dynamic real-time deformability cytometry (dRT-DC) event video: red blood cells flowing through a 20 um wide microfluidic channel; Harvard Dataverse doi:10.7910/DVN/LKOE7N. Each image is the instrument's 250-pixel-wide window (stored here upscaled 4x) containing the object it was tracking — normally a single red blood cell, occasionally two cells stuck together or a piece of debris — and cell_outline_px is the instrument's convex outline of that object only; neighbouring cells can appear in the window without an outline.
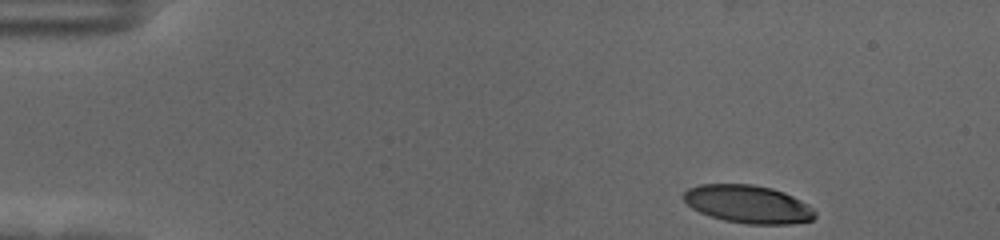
{"species": "human", "species_latin": "Homo sapiens", "temperature_condition": "cold", "stored_images_in_passage": 51, "camera_frame_rate_fps": 3000, "um_per_image_px": 0.085, "donor": {"sex": "female"}, "frame": {"image": 1, "passage_image": 1, "time_ms": 0.0, "image_size_px": [1000, 240], "cell_outline_px": [[816, 216], [812, 220], [792, 224], [748, 224], [724, 220], [700, 212], [692, 208], [684, 200], [684, 192], [688, 188], [700, 184], [752, 184], [772, 188], [784, 192], [800, 200], [812, 208], [816, 212]], "centroid_in_image_um": [63.59, 17.35], "position_along_channel_um": 21.4, "area_um2": 28.96}}
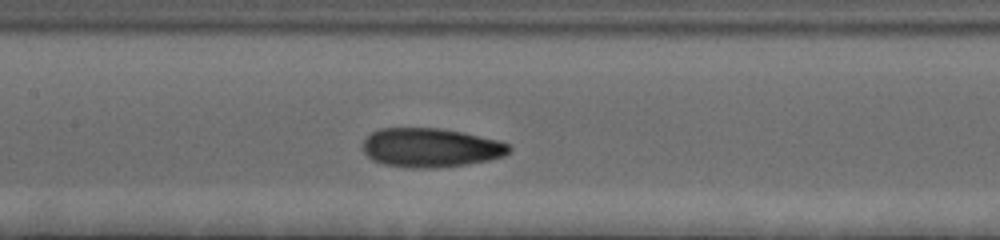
{"frame": {"image": 2, "passage_image": 22, "time_ms": 7.0, "image_size_px": [1000, 240], "cell_outline_px": [[512, 148], [504, 156], [488, 160], [464, 164], [432, 168], [408, 168], [384, 164], [372, 160], [364, 152], [364, 140], [372, 132], [380, 128], [440, 128], [464, 132], [500, 140], [508, 144]], "centroid_in_image_um": [36.62, 12.54], "position_along_channel_um": 170.8, "area_um2": 33.29}}
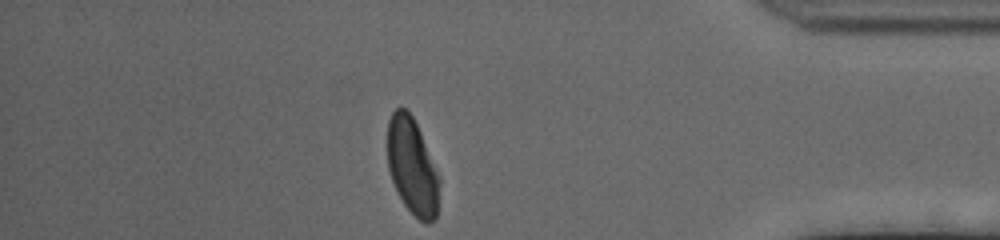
{"frame": {"image": 3, "passage_image": 44, "time_ms": 14.333, "image_size_px": [1000, 240], "cell_outline_px": [[440, 184], [436, 216], [428, 224], [424, 224], [404, 204], [392, 180], [388, 168], [388, 120], [392, 112], [400, 104], [412, 116], [420, 132], [440, 176]], "centroid_in_image_um": [35.05, 14.14], "position_along_channel_um": 400.2, "area_um2": 29.02}, "authors_computed_cell_mechanics": {"area_um2": 32.368, "velocity_mm_per_s": 3.5535, "shape_relaxation_time_tau1_ms": 4.6229, "shape_relaxation_time_tau2_ms": 1.4265, "deformation_change_tau1": 0.2005, "deformation_change_tau2": 0.0721}}